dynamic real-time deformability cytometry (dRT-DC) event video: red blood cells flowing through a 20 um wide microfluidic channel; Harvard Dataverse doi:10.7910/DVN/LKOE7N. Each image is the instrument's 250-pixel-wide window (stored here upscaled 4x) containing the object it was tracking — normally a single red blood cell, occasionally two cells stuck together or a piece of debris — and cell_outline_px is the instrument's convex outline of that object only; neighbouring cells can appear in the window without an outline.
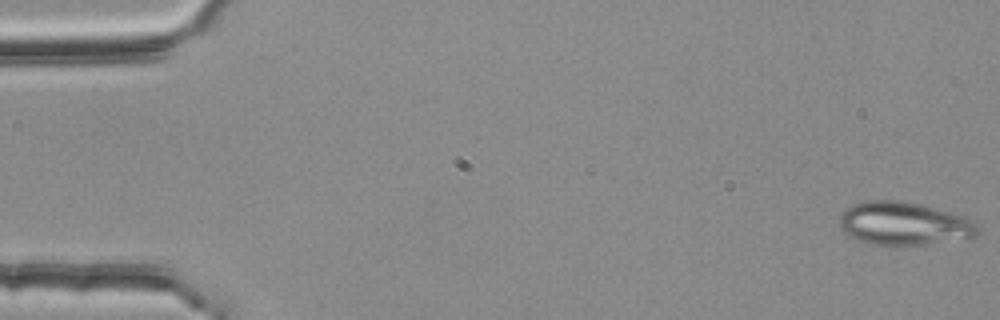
{"species": "common noctule bat (a hibernating species)", "species_latin": "Nyctalus noctula", "temperature_condition": "room temperature", "stored_images_in_passage": 54, "camera_frame_rate_fps": 3000, "um_per_image_px": 0.085, "animal": {"sex": "female", "body_mass_g": 25.1}, "frame": {"image": 1, "passage_image": 1, "time_ms": 0.0, "image_size_px": [1000, 320], "cell_outline_px": [[980, 232], [976, 236], [904, 248], [872, 244], [848, 236], [840, 228], [840, 212], [844, 208], [852, 204], [872, 200], [896, 200], [920, 204], [964, 216], [972, 220], [976, 224]], "centroid_in_image_um": [76.8, 19.03], "position_along_channel_um": 8.2, "area_um2": 35.32}}
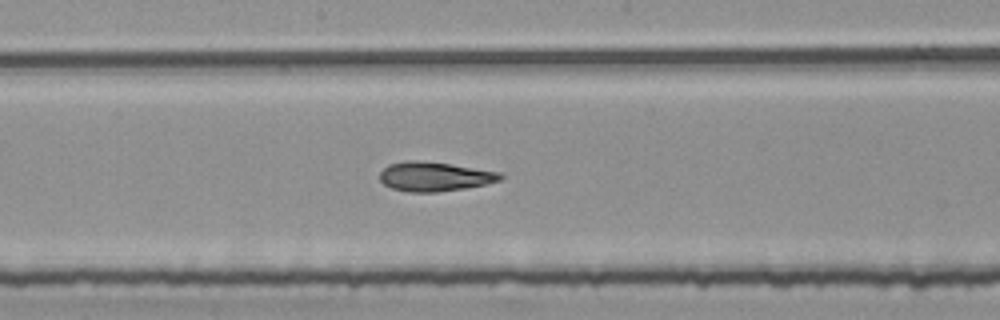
{"frame": {"image": 2, "passage_image": 29, "time_ms": 9.333, "image_size_px": [1000, 320], "cell_outline_px": [[504, 176], [500, 180], [484, 184], [464, 188], [436, 192], [408, 192], [392, 188], [384, 184], [380, 180], [380, 172], [388, 164], [404, 160], [416, 160], [448, 164], [500, 172]], "centroid_in_image_um": [36.89, 15.0], "position_along_channel_um": 211.3, "area_um2": 20.4}}
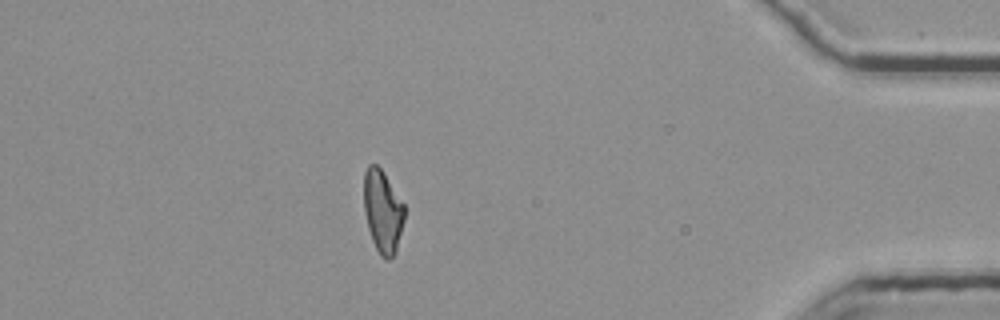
{"frame": {"image": 3, "passage_image": 48, "time_ms": 15.667, "image_size_px": [1000, 320], "cell_outline_px": [[404, 220], [396, 252], [388, 260], [384, 260], [380, 256], [372, 240], [368, 228], [364, 212], [364, 172], [368, 164], [376, 164], [380, 168], [404, 204]], "centroid_in_image_um": [32.52, 17.99], "position_along_channel_um": 402.7, "area_um2": 19.48}, "authors_computed_cell_mechanics": {"area_um2": 20.4323, "velocity_mm_per_s": 3.768, "shape_relaxation_time_tau1_ms": null, "shape_relaxation_time_tau2_ms": 1.4857, "deformation_change_tau1": null, "deformation_change_tau2": 0.0886}}